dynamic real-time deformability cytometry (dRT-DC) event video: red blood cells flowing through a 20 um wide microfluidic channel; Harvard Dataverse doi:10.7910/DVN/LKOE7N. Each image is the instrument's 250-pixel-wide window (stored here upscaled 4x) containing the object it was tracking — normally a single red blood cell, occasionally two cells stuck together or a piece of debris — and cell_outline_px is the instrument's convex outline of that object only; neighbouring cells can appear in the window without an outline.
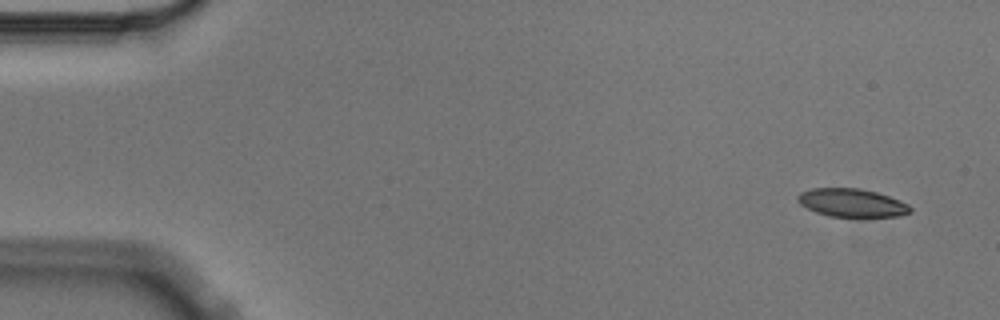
{"species": "Egyptian fruit bat (a non-hibernating species)", "species_latin": "Rousettus aegyptiacus", "temperature_condition": "cold", "stored_images_in_passage": 4, "camera_frame_rate_fps": 3000, "um_per_image_px": 0.085, "animal": {"sex": "male"}, "frame": {"image": 1, "passage_image": 1, "time_ms": 0.0, "image_size_px": [1000, 320], "cell_outline_px": [[912, 212], [900, 216], [832, 216], [816, 212], [800, 204], [796, 200], [796, 196], [800, 192], [812, 188], [860, 188], [876, 192], [900, 200], [908, 204], [912, 208]], "centroid_in_image_um": [72.4, 17.22], "position_along_channel_um": 12.6, "area_um2": 18.44}}